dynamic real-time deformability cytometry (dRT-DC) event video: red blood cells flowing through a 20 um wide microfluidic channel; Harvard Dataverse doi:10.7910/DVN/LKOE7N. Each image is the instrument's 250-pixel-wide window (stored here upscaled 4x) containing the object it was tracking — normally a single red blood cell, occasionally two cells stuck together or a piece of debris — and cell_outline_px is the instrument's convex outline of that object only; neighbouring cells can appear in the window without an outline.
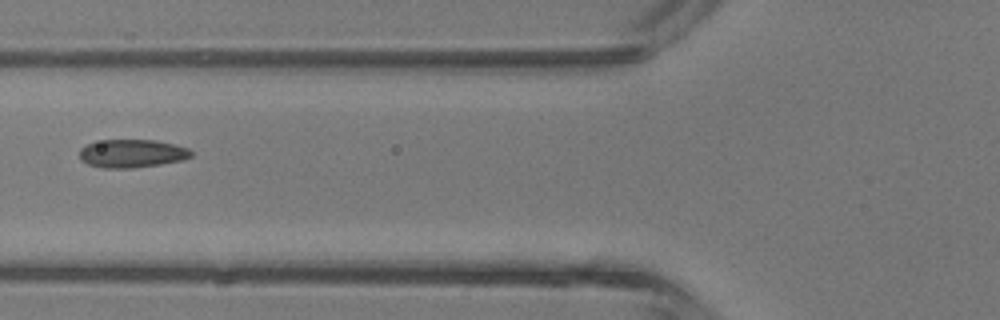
{"species": "common noctule bat (a hibernating species)", "species_latin": "Nyctalus noctula", "temperature_condition": "room temperature", "stored_images_in_passage": 6, "camera_frame_rate_fps": 3000, "um_per_image_px": 0.085, "animal": {"sex": "male", "body_mass_g": 13.3}, "frame": {"image": 1, "passage_image": 5, "time_ms": 4.667, "image_size_px": [1000, 320], "cell_outline_px": [[192, 156], [184, 160], [160, 164], [132, 168], [104, 168], [88, 164], [80, 160], [80, 148], [88, 144], [104, 140], [156, 140], [188, 148], [192, 152]], "centroid_in_image_um": [11.22, 13.05], "position_along_channel_um": 114.6, "area_um2": 18.26}}
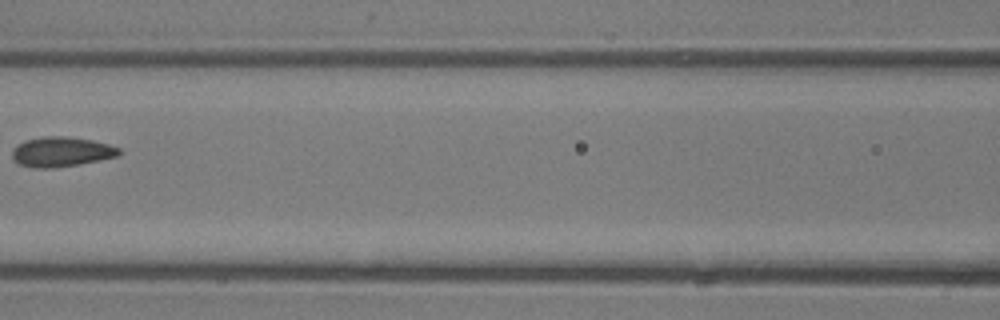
{"frame": {"image": 2, "passage_image": 6, "time_ms": 5.667, "image_size_px": [1000, 320], "cell_outline_px": [[120, 156], [100, 160], [56, 168], [32, 168], [20, 164], [12, 160], [12, 148], [24, 140], [44, 136], [64, 136], [92, 140], [108, 144], [120, 148]], "centroid_in_image_um": [5.19, 12.91], "position_along_channel_um": 161.4, "area_um2": 18.79}}